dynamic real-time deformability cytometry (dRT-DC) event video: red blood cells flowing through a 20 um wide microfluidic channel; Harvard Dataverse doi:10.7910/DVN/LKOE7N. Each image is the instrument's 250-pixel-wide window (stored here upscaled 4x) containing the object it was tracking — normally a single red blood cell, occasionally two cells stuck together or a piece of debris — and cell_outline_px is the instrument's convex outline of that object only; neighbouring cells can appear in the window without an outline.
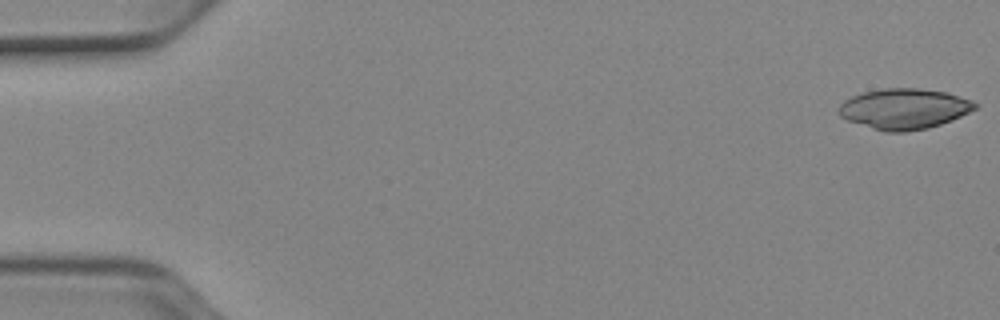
{"species": "Egyptian fruit bat (a non-hibernating species)", "species_latin": "Rousettus aegyptiacus", "temperature_condition": "cold", "stored_images_in_passage": 51, "camera_frame_rate_fps": 3000, "um_per_image_px": 0.085, "animal": {"sex": "female"}, "frame": {"image": 1, "passage_image": 1, "time_ms": 0.0, "image_size_px": [1000, 320], "cell_outline_px": [[980, 104], [976, 108], [952, 120], [928, 128], [904, 132], [884, 132], [848, 120], [840, 116], [840, 104], [844, 100], [852, 96], [864, 92], [884, 88], [920, 88], [948, 92], [972, 100]], "centroid_in_image_um": [76.89, 9.24], "position_along_channel_um": 8.1, "area_um2": 32.14}}
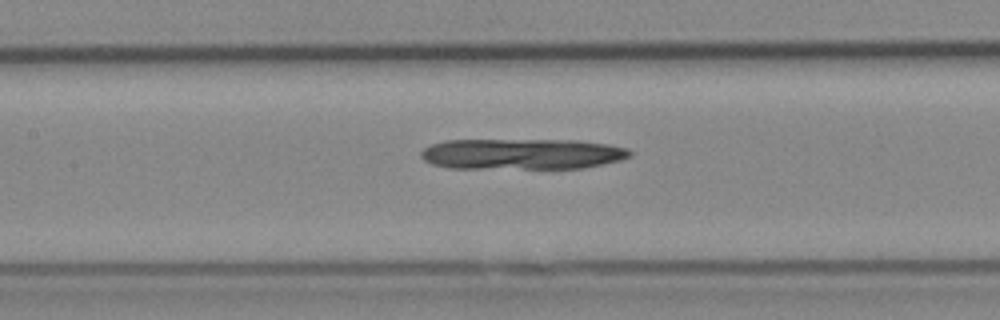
{"frame": {"image": 2, "passage_image": 24, "time_ms": 7.667, "image_size_px": [1000, 320], "cell_outline_px": [[632, 156], [620, 160], [584, 168], [448, 168], [432, 164], [424, 160], [420, 156], [420, 152], [424, 148], [432, 144], [444, 140], [576, 140], [608, 144], [628, 148], [632, 152]], "centroid_in_image_um": [44.37, 13.08], "position_along_channel_um": 163.0, "area_um2": 37.69}}
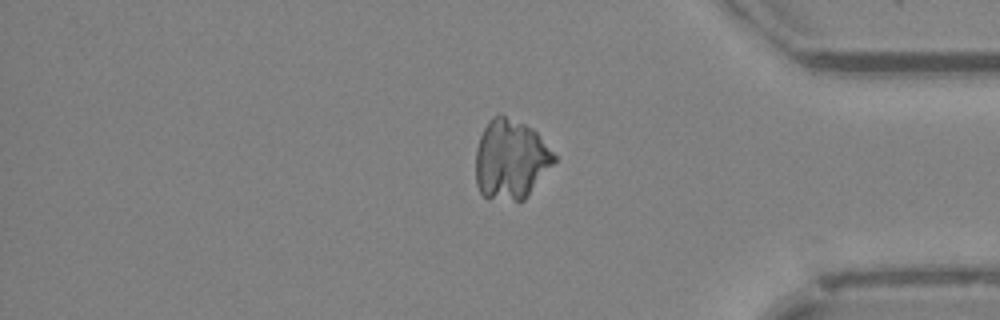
{"frame": {"image": 3, "passage_image": 43, "time_ms": 14.0, "image_size_px": [1000, 320], "cell_outline_px": [[556, 160], [528, 196], [524, 200], [488, 200], [480, 192], [476, 184], [476, 148], [480, 136], [488, 120], [492, 116], [500, 112], [532, 128], [536, 132], [556, 156]], "centroid_in_image_um": [43.38, 13.55], "position_along_channel_um": 391.8, "area_um2": 36.7}}